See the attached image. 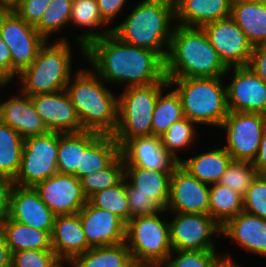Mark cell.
Here are the masks:
<instances>
[{"mask_svg": "<svg viewBox=\"0 0 266 267\" xmlns=\"http://www.w3.org/2000/svg\"><path fill=\"white\" fill-rule=\"evenodd\" d=\"M84 58L106 83H126V88L168 82L165 60L157 52L124 43L113 33L89 44Z\"/></svg>", "mask_w": 266, "mask_h": 267, "instance_id": "obj_1", "label": "cell"}, {"mask_svg": "<svg viewBox=\"0 0 266 267\" xmlns=\"http://www.w3.org/2000/svg\"><path fill=\"white\" fill-rule=\"evenodd\" d=\"M231 70L202 28L175 24L165 59L167 79L224 77Z\"/></svg>", "mask_w": 266, "mask_h": 267, "instance_id": "obj_2", "label": "cell"}, {"mask_svg": "<svg viewBox=\"0 0 266 267\" xmlns=\"http://www.w3.org/2000/svg\"><path fill=\"white\" fill-rule=\"evenodd\" d=\"M132 10L121 24L112 26L113 34L124 43L153 50L165 60L175 28L171 26L176 19L174 0H143Z\"/></svg>", "mask_w": 266, "mask_h": 267, "instance_id": "obj_3", "label": "cell"}, {"mask_svg": "<svg viewBox=\"0 0 266 267\" xmlns=\"http://www.w3.org/2000/svg\"><path fill=\"white\" fill-rule=\"evenodd\" d=\"M73 77L65 91L76 108L83 130L113 135L118 123V96L93 70L80 69Z\"/></svg>", "mask_w": 266, "mask_h": 267, "instance_id": "obj_4", "label": "cell"}, {"mask_svg": "<svg viewBox=\"0 0 266 267\" xmlns=\"http://www.w3.org/2000/svg\"><path fill=\"white\" fill-rule=\"evenodd\" d=\"M167 80L172 88L177 86L174 89L180 96L184 117L197 126H221L229 113L226 86H222V77Z\"/></svg>", "mask_w": 266, "mask_h": 267, "instance_id": "obj_5", "label": "cell"}, {"mask_svg": "<svg viewBox=\"0 0 266 267\" xmlns=\"http://www.w3.org/2000/svg\"><path fill=\"white\" fill-rule=\"evenodd\" d=\"M49 44L46 41L33 63L18 76L23 87L20 91L25 95L31 97L65 90L72 78V52L67 39L64 37Z\"/></svg>", "mask_w": 266, "mask_h": 267, "instance_id": "obj_6", "label": "cell"}, {"mask_svg": "<svg viewBox=\"0 0 266 267\" xmlns=\"http://www.w3.org/2000/svg\"><path fill=\"white\" fill-rule=\"evenodd\" d=\"M169 82L126 87L118 96V123L113 133L120 147L134 137L152 135V118L158 95Z\"/></svg>", "mask_w": 266, "mask_h": 267, "instance_id": "obj_7", "label": "cell"}, {"mask_svg": "<svg viewBox=\"0 0 266 267\" xmlns=\"http://www.w3.org/2000/svg\"><path fill=\"white\" fill-rule=\"evenodd\" d=\"M136 216L126 223L125 242L133 259L163 263L172 253L170 226L159 218V213Z\"/></svg>", "mask_w": 266, "mask_h": 267, "instance_id": "obj_8", "label": "cell"}, {"mask_svg": "<svg viewBox=\"0 0 266 267\" xmlns=\"http://www.w3.org/2000/svg\"><path fill=\"white\" fill-rule=\"evenodd\" d=\"M0 36L11 54V81L33 63L47 41L13 9H0Z\"/></svg>", "mask_w": 266, "mask_h": 267, "instance_id": "obj_9", "label": "cell"}, {"mask_svg": "<svg viewBox=\"0 0 266 267\" xmlns=\"http://www.w3.org/2000/svg\"><path fill=\"white\" fill-rule=\"evenodd\" d=\"M59 132L30 136L24 139L21 164L14 185L34 187L58 173Z\"/></svg>", "mask_w": 266, "mask_h": 267, "instance_id": "obj_10", "label": "cell"}, {"mask_svg": "<svg viewBox=\"0 0 266 267\" xmlns=\"http://www.w3.org/2000/svg\"><path fill=\"white\" fill-rule=\"evenodd\" d=\"M219 128L227 132L226 151L234 161L252 162L257 157L266 128V115L250 112H229Z\"/></svg>", "mask_w": 266, "mask_h": 267, "instance_id": "obj_11", "label": "cell"}, {"mask_svg": "<svg viewBox=\"0 0 266 267\" xmlns=\"http://www.w3.org/2000/svg\"><path fill=\"white\" fill-rule=\"evenodd\" d=\"M173 214L176 215L169 222L172 251L216 249L211 237L216 233L221 234V226L209 214Z\"/></svg>", "mask_w": 266, "mask_h": 267, "instance_id": "obj_12", "label": "cell"}, {"mask_svg": "<svg viewBox=\"0 0 266 267\" xmlns=\"http://www.w3.org/2000/svg\"><path fill=\"white\" fill-rule=\"evenodd\" d=\"M202 29L227 67L248 66L253 46L231 16L208 23Z\"/></svg>", "mask_w": 266, "mask_h": 267, "instance_id": "obj_13", "label": "cell"}, {"mask_svg": "<svg viewBox=\"0 0 266 267\" xmlns=\"http://www.w3.org/2000/svg\"><path fill=\"white\" fill-rule=\"evenodd\" d=\"M210 185L199 181L179 163L174 167L166 211L209 214Z\"/></svg>", "mask_w": 266, "mask_h": 267, "instance_id": "obj_14", "label": "cell"}, {"mask_svg": "<svg viewBox=\"0 0 266 267\" xmlns=\"http://www.w3.org/2000/svg\"><path fill=\"white\" fill-rule=\"evenodd\" d=\"M34 189L55 215L79 213L88 201L80 179L74 175L56 173L37 183Z\"/></svg>", "mask_w": 266, "mask_h": 267, "instance_id": "obj_15", "label": "cell"}, {"mask_svg": "<svg viewBox=\"0 0 266 267\" xmlns=\"http://www.w3.org/2000/svg\"><path fill=\"white\" fill-rule=\"evenodd\" d=\"M231 83L226 85L229 112L266 115V82L247 66L232 67Z\"/></svg>", "mask_w": 266, "mask_h": 267, "instance_id": "obj_16", "label": "cell"}, {"mask_svg": "<svg viewBox=\"0 0 266 267\" xmlns=\"http://www.w3.org/2000/svg\"><path fill=\"white\" fill-rule=\"evenodd\" d=\"M30 98L49 131L59 133L84 131L76 108L65 90L38 94Z\"/></svg>", "mask_w": 266, "mask_h": 267, "instance_id": "obj_17", "label": "cell"}, {"mask_svg": "<svg viewBox=\"0 0 266 267\" xmlns=\"http://www.w3.org/2000/svg\"><path fill=\"white\" fill-rule=\"evenodd\" d=\"M87 243L91 247L125 242L126 223L111 212L94 207L89 201L79 211Z\"/></svg>", "mask_w": 266, "mask_h": 267, "instance_id": "obj_18", "label": "cell"}, {"mask_svg": "<svg viewBox=\"0 0 266 267\" xmlns=\"http://www.w3.org/2000/svg\"><path fill=\"white\" fill-rule=\"evenodd\" d=\"M55 214L40 199L34 187L14 185L10 196L8 217L31 228L47 231L53 230Z\"/></svg>", "mask_w": 266, "mask_h": 267, "instance_id": "obj_19", "label": "cell"}, {"mask_svg": "<svg viewBox=\"0 0 266 267\" xmlns=\"http://www.w3.org/2000/svg\"><path fill=\"white\" fill-rule=\"evenodd\" d=\"M124 166L142 169L173 170L178 162L161 146L159 137L139 136L127 140L120 147Z\"/></svg>", "mask_w": 266, "mask_h": 267, "instance_id": "obj_20", "label": "cell"}, {"mask_svg": "<svg viewBox=\"0 0 266 267\" xmlns=\"http://www.w3.org/2000/svg\"><path fill=\"white\" fill-rule=\"evenodd\" d=\"M51 247L56 256L67 264L91 246L87 243L78 213L56 215L51 233Z\"/></svg>", "mask_w": 266, "mask_h": 267, "instance_id": "obj_21", "label": "cell"}, {"mask_svg": "<svg viewBox=\"0 0 266 267\" xmlns=\"http://www.w3.org/2000/svg\"><path fill=\"white\" fill-rule=\"evenodd\" d=\"M0 121L16 130L23 139L49 132L30 96L22 92L20 96L0 101Z\"/></svg>", "mask_w": 266, "mask_h": 267, "instance_id": "obj_22", "label": "cell"}, {"mask_svg": "<svg viewBox=\"0 0 266 267\" xmlns=\"http://www.w3.org/2000/svg\"><path fill=\"white\" fill-rule=\"evenodd\" d=\"M221 234L249 253L266 256V219L242 211L221 227Z\"/></svg>", "mask_w": 266, "mask_h": 267, "instance_id": "obj_23", "label": "cell"}, {"mask_svg": "<svg viewBox=\"0 0 266 267\" xmlns=\"http://www.w3.org/2000/svg\"><path fill=\"white\" fill-rule=\"evenodd\" d=\"M172 171H151L136 166H124L126 187L133 194L146 196L148 199L156 201L163 209H166Z\"/></svg>", "mask_w": 266, "mask_h": 267, "instance_id": "obj_24", "label": "cell"}, {"mask_svg": "<svg viewBox=\"0 0 266 267\" xmlns=\"http://www.w3.org/2000/svg\"><path fill=\"white\" fill-rule=\"evenodd\" d=\"M176 24L200 27L231 16L232 0H174Z\"/></svg>", "mask_w": 266, "mask_h": 267, "instance_id": "obj_25", "label": "cell"}, {"mask_svg": "<svg viewBox=\"0 0 266 267\" xmlns=\"http://www.w3.org/2000/svg\"><path fill=\"white\" fill-rule=\"evenodd\" d=\"M231 17L253 47L266 44V3L232 0Z\"/></svg>", "mask_w": 266, "mask_h": 267, "instance_id": "obj_26", "label": "cell"}, {"mask_svg": "<svg viewBox=\"0 0 266 267\" xmlns=\"http://www.w3.org/2000/svg\"><path fill=\"white\" fill-rule=\"evenodd\" d=\"M70 22L79 27L86 28V32L84 31V33L77 36L78 46H80L81 54L83 55H85V48L93 41L113 33V28L102 29L107 23L100 15L96 0H73Z\"/></svg>", "mask_w": 266, "mask_h": 267, "instance_id": "obj_27", "label": "cell"}, {"mask_svg": "<svg viewBox=\"0 0 266 267\" xmlns=\"http://www.w3.org/2000/svg\"><path fill=\"white\" fill-rule=\"evenodd\" d=\"M232 160L221 147L181 160L179 164L199 181L212 185L218 183Z\"/></svg>", "mask_w": 266, "mask_h": 267, "instance_id": "obj_28", "label": "cell"}, {"mask_svg": "<svg viewBox=\"0 0 266 267\" xmlns=\"http://www.w3.org/2000/svg\"><path fill=\"white\" fill-rule=\"evenodd\" d=\"M120 156V145L112 135L99 134L81 151L80 169L76 177H82L94 171L104 170Z\"/></svg>", "mask_w": 266, "mask_h": 267, "instance_id": "obj_29", "label": "cell"}, {"mask_svg": "<svg viewBox=\"0 0 266 267\" xmlns=\"http://www.w3.org/2000/svg\"><path fill=\"white\" fill-rule=\"evenodd\" d=\"M0 228L4 233L10 253L20 250L52 249L51 235L47 231L31 228L9 217Z\"/></svg>", "mask_w": 266, "mask_h": 267, "instance_id": "obj_30", "label": "cell"}, {"mask_svg": "<svg viewBox=\"0 0 266 267\" xmlns=\"http://www.w3.org/2000/svg\"><path fill=\"white\" fill-rule=\"evenodd\" d=\"M98 135L99 133L92 131L59 133L58 173L76 177V169H80L81 151H84Z\"/></svg>", "mask_w": 266, "mask_h": 267, "instance_id": "obj_31", "label": "cell"}, {"mask_svg": "<svg viewBox=\"0 0 266 267\" xmlns=\"http://www.w3.org/2000/svg\"><path fill=\"white\" fill-rule=\"evenodd\" d=\"M132 259L126 242L111 246L91 247L85 253L75 256L71 267H126Z\"/></svg>", "mask_w": 266, "mask_h": 267, "instance_id": "obj_32", "label": "cell"}, {"mask_svg": "<svg viewBox=\"0 0 266 267\" xmlns=\"http://www.w3.org/2000/svg\"><path fill=\"white\" fill-rule=\"evenodd\" d=\"M24 139L0 121V176L14 180L19 172Z\"/></svg>", "mask_w": 266, "mask_h": 267, "instance_id": "obj_33", "label": "cell"}, {"mask_svg": "<svg viewBox=\"0 0 266 267\" xmlns=\"http://www.w3.org/2000/svg\"><path fill=\"white\" fill-rule=\"evenodd\" d=\"M243 211V196L219 183L210 185L209 215L222 227Z\"/></svg>", "mask_w": 266, "mask_h": 267, "instance_id": "obj_34", "label": "cell"}, {"mask_svg": "<svg viewBox=\"0 0 266 267\" xmlns=\"http://www.w3.org/2000/svg\"><path fill=\"white\" fill-rule=\"evenodd\" d=\"M183 118L182 102L175 89L165 95L161 91L153 112L152 135L160 138L171 124Z\"/></svg>", "mask_w": 266, "mask_h": 267, "instance_id": "obj_35", "label": "cell"}, {"mask_svg": "<svg viewBox=\"0 0 266 267\" xmlns=\"http://www.w3.org/2000/svg\"><path fill=\"white\" fill-rule=\"evenodd\" d=\"M88 201L96 208H101L117 215L125 223L130 220L125 177L117 185L96 192Z\"/></svg>", "mask_w": 266, "mask_h": 267, "instance_id": "obj_36", "label": "cell"}, {"mask_svg": "<svg viewBox=\"0 0 266 267\" xmlns=\"http://www.w3.org/2000/svg\"><path fill=\"white\" fill-rule=\"evenodd\" d=\"M196 123L188 118L174 122L160 137L161 146L179 163L181 161L176 151L191 146L196 139Z\"/></svg>", "mask_w": 266, "mask_h": 267, "instance_id": "obj_37", "label": "cell"}, {"mask_svg": "<svg viewBox=\"0 0 266 267\" xmlns=\"http://www.w3.org/2000/svg\"><path fill=\"white\" fill-rule=\"evenodd\" d=\"M124 178V160L120 155L109 167L94 171L80 179L82 190L87 199L96 192L117 185Z\"/></svg>", "mask_w": 266, "mask_h": 267, "instance_id": "obj_38", "label": "cell"}, {"mask_svg": "<svg viewBox=\"0 0 266 267\" xmlns=\"http://www.w3.org/2000/svg\"><path fill=\"white\" fill-rule=\"evenodd\" d=\"M73 0H51L50 6L35 25L37 31L47 40L51 33L61 30L69 23Z\"/></svg>", "mask_w": 266, "mask_h": 267, "instance_id": "obj_39", "label": "cell"}, {"mask_svg": "<svg viewBox=\"0 0 266 267\" xmlns=\"http://www.w3.org/2000/svg\"><path fill=\"white\" fill-rule=\"evenodd\" d=\"M257 175L252 162L232 160L218 183L244 196Z\"/></svg>", "mask_w": 266, "mask_h": 267, "instance_id": "obj_40", "label": "cell"}, {"mask_svg": "<svg viewBox=\"0 0 266 267\" xmlns=\"http://www.w3.org/2000/svg\"><path fill=\"white\" fill-rule=\"evenodd\" d=\"M63 264L52 249L11 253V267H64Z\"/></svg>", "mask_w": 266, "mask_h": 267, "instance_id": "obj_41", "label": "cell"}, {"mask_svg": "<svg viewBox=\"0 0 266 267\" xmlns=\"http://www.w3.org/2000/svg\"><path fill=\"white\" fill-rule=\"evenodd\" d=\"M177 255L176 258L172 254ZM216 250H176L163 262V267H209L220 254Z\"/></svg>", "mask_w": 266, "mask_h": 267, "instance_id": "obj_42", "label": "cell"}, {"mask_svg": "<svg viewBox=\"0 0 266 267\" xmlns=\"http://www.w3.org/2000/svg\"><path fill=\"white\" fill-rule=\"evenodd\" d=\"M243 211L266 219V175H257L243 196Z\"/></svg>", "mask_w": 266, "mask_h": 267, "instance_id": "obj_43", "label": "cell"}, {"mask_svg": "<svg viewBox=\"0 0 266 267\" xmlns=\"http://www.w3.org/2000/svg\"><path fill=\"white\" fill-rule=\"evenodd\" d=\"M51 0H21L12 8L26 23L35 26L44 11L50 6Z\"/></svg>", "mask_w": 266, "mask_h": 267, "instance_id": "obj_44", "label": "cell"}, {"mask_svg": "<svg viewBox=\"0 0 266 267\" xmlns=\"http://www.w3.org/2000/svg\"><path fill=\"white\" fill-rule=\"evenodd\" d=\"M130 219L136 216L152 215L161 212L163 208L154 200L141 194H133L127 187Z\"/></svg>", "mask_w": 266, "mask_h": 267, "instance_id": "obj_45", "label": "cell"}, {"mask_svg": "<svg viewBox=\"0 0 266 267\" xmlns=\"http://www.w3.org/2000/svg\"><path fill=\"white\" fill-rule=\"evenodd\" d=\"M266 82V44L254 46L247 66Z\"/></svg>", "mask_w": 266, "mask_h": 267, "instance_id": "obj_46", "label": "cell"}, {"mask_svg": "<svg viewBox=\"0 0 266 267\" xmlns=\"http://www.w3.org/2000/svg\"><path fill=\"white\" fill-rule=\"evenodd\" d=\"M13 187V180L0 176V227L9 215L10 196Z\"/></svg>", "mask_w": 266, "mask_h": 267, "instance_id": "obj_47", "label": "cell"}, {"mask_svg": "<svg viewBox=\"0 0 266 267\" xmlns=\"http://www.w3.org/2000/svg\"><path fill=\"white\" fill-rule=\"evenodd\" d=\"M100 15L103 20L110 25L113 19L117 17L118 13H120L123 9L124 4L127 2L126 0H96Z\"/></svg>", "mask_w": 266, "mask_h": 267, "instance_id": "obj_48", "label": "cell"}, {"mask_svg": "<svg viewBox=\"0 0 266 267\" xmlns=\"http://www.w3.org/2000/svg\"><path fill=\"white\" fill-rule=\"evenodd\" d=\"M11 82V54L7 44L0 36V85Z\"/></svg>", "mask_w": 266, "mask_h": 267, "instance_id": "obj_49", "label": "cell"}, {"mask_svg": "<svg viewBox=\"0 0 266 267\" xmlns=\"http://www.w3.org/2000/svg\"><path fill=\"white\" fill-rule=\"evenodd\" d=\"M253 165L258 175H266V128L263 132L257 157Z\"/></svg>", "mask_w": 266, "mask_h": 267, "instance_id": "obj_50", "label": "cell"}, {"mask_svg": "<svg viewBox=\"0 0 266 267\" xmlns=\"http://www.w3.org/2000/svg\"><path fill=\"white\" fill-rule=\"evenodd\" d=\"M0 267H11V253L6 238L0 228Z\"/></svg>", "mask_w": 266, "mask_h": 267, "instance_id": "obj_51", "label": "cell"}, {"mask_svg": "<svg viewBox=\"0 0 266 267\" xmlns=\"http://www.w3.org/2000/svg\"><path fill=\"white\" fill-rule=\"evenodd\" d=\"M209 267H240L230 255H220Z\"/></svg>", "mask_w": 266, "mask_h": 267, "instance_id": "obj_52", "label": "cell"}, {"mask_svg": "<svg viewBox=\"0 0 266 267\" xmlns=\"http://www.w3.org/2000/svg\"><path fill=\"white\" fill-rule=\"evenodd\" d=\"M126 267H163V263L154 260L131 259Z\"/></svg>", "mask_w": 266, "mask_h": 267, "instance_id": "obj_53", "label": "cell"}, {"mask_svg": "<svg viewBox=\"0 0 266 267\" xmlns=\"http://www.w3.org/2000/svg\"><path fill=\"white\" fill-rule=\"evenodd\" d=\"M21 0H0V9H12L14 8Z\"/></svg>", "mask_w": 266, "mask_h": 267, "instance_id": "obj_54", "label": "cell"}, {"mask_svg": "<svg viewBox=\"0 0 266 267\" xmlns=\"http://www.w3.org/2000/svg\"><path fill=\"white\" fill-rule=\"evenodd\" d=\"M245 1H256V2L266 3V0H245Z\"/></svg>", "mask_w": 266, "mask_h": 267, "instance_id": "obj_55", "label": "cell"}]
</instances>
